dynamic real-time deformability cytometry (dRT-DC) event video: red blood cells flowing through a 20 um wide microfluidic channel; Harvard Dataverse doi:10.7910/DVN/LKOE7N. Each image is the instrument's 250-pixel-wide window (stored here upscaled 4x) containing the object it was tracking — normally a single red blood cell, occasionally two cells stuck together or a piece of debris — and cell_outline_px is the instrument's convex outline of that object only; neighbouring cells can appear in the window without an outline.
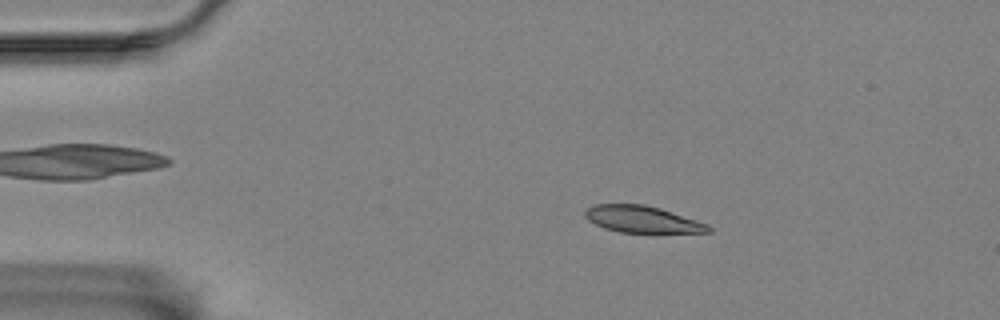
{"species": "Egyptian fruit bat (a non-hibernating species)", "species_latin": "Rousettus aegyptiacus", "temperature_condition": "room temperature", "stored_images_in_passage": 57, "camera_frame_rate_fps": 3000, "um_per_image_px": 0.085, "animal": {"sex": "female"}, "frame": {"image": 1, "passage_image": 10, "time_ms": 3.0, "image_size_px": [1000, 320], "cell_outline_px": [[712, 232], [620, 232], [604, 228], [588, 220], [584, 216], [584, 212], [592, 204], [644, 204], [660, 208], [708, 224], [712, 228]], "centroid_in_image_um": [54.57, 18.63], "position_along_channel_um": 30.4, "area_um2": 19.07}}
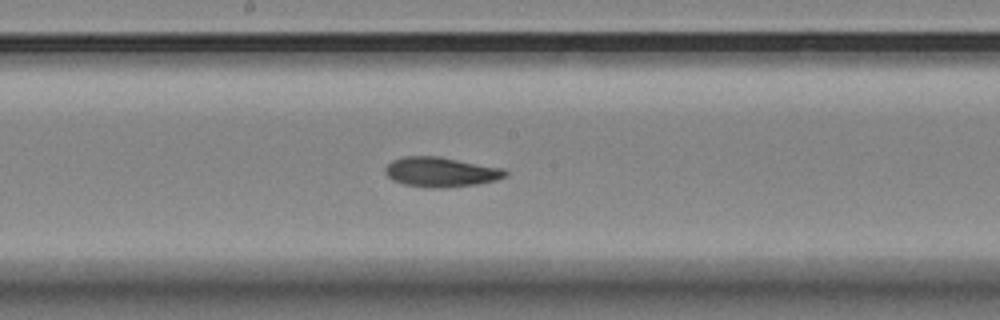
{"frame": {"image": 2, "passage_image": 30, "time_ms": 9.667, "image_size_px": [1000, 320], "cell_outline_px": [[508, 176], [496, 180], [480, 184], [444, 188], [432, 188], [404, 184], [392, 180], [384, 172], [384, 168], [392, 160], [404, 156], [440, 156], [504, 168], [508, 172]], "centroid_in_image_um": [37.5, 14.62], "position_along_channel_um": 210.7, "area_um2": 21.15}}
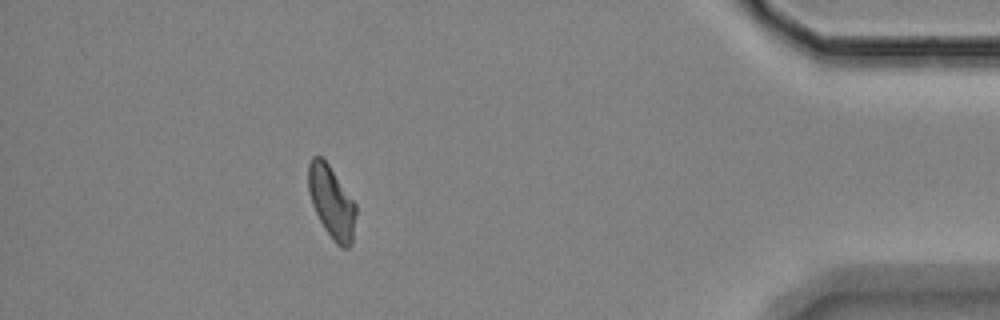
{"frame": {"image": 3, "passage_image": 51, "time_ms": 16.667, "image_size_px": [1000, 320], "cell_outline_px": [[356, 212], [352, 244], [348, 248], [340, 248], [332, 240], [324, 228], [312, 204], [308, 192], [308, 164], [312, 156], [320, 156], [328, 164], [356, 204]], "centroid_in_image_um": [28.18, 17.2], "position_along_channel_um": 407.0, "area_um2": 20.0}, "authors_computed_cell_mechanics": {"area_um2": 20.1722, "velocity_mm_per_s": 3.4748, "shape_relaxation_time_tau1_ms": 5.7469, "shape_relaxation_time_tau2_ms": 5.1287, "deformation_change_tau1": 0.164, "deformation_change_tau2": 0.1062}}